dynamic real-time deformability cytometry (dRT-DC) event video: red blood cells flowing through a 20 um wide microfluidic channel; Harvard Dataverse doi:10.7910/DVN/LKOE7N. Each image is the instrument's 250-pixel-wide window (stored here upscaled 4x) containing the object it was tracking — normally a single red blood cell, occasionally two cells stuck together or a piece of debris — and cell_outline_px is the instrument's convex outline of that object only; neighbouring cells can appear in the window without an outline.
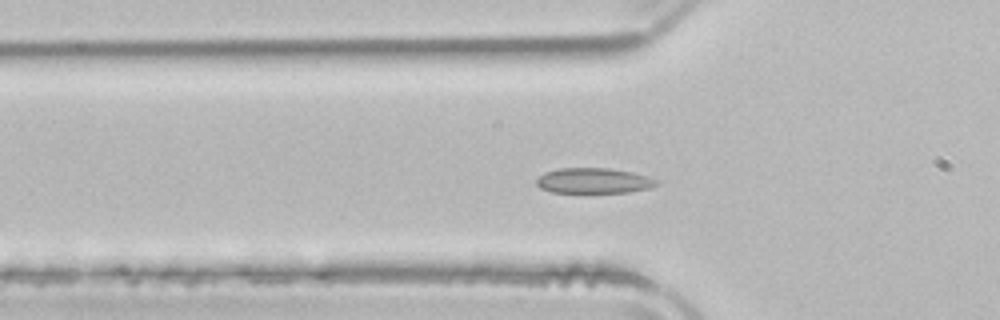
{"species": "common noctule bat (a hibernating species)", "species_latin": "Nyctalus noctula", "temperature_condition": "room temperature", "stored_images_in_passage": 52, "camera_frame_rate_fps": 3000, "um_per_image_px": 0.085, "animal": {"sex": "male", "body_mass_g": 21.5, "forearm_length_mm": 52.0}, "frame": {"image": 1, "passage_image": 16, "time_ms": 5.0, "image_size_px": [1000, 320], "cell_outline_px": [[656, 184], [648, 188], [628, 192], [552, 192], [540, 188], [536, 184], [536, 180], [544, 172], [560, 168], [608, 168], [632, 172], [656, 180]], "centroid_in_image_um": [50.39, 15.35], "position_along_channel_um": 75.4, "area_um2": 17.4}}
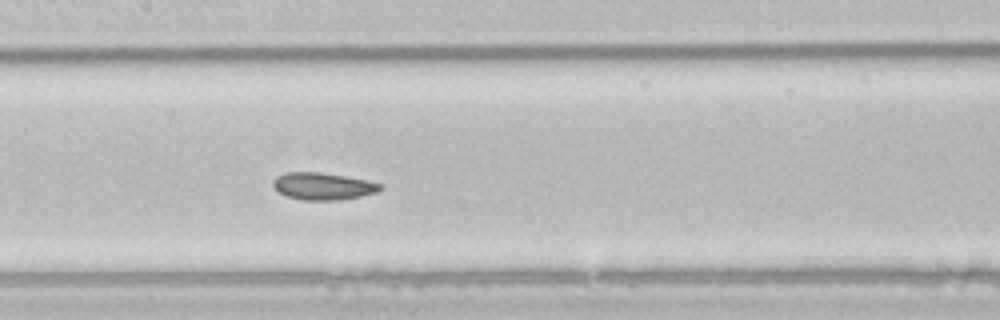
{"frame": {"image": 2, "passage_image": 24, "time_ms": 7.667, "image_size_px": [1000, 320], "cell_outline_px": [[384, 188], [376, 192], [360, 196], [340, 200], [304, 200], [288, 196], [280, 192], [272, 184], [272, 180], [276, 176], [284, 172], [320, 172], [368, 180], [384, 184]], "centroid_in_image_um": [27.48, 15.81], "position_along_channel_um": 179.9, "area_um2": 16.99}}
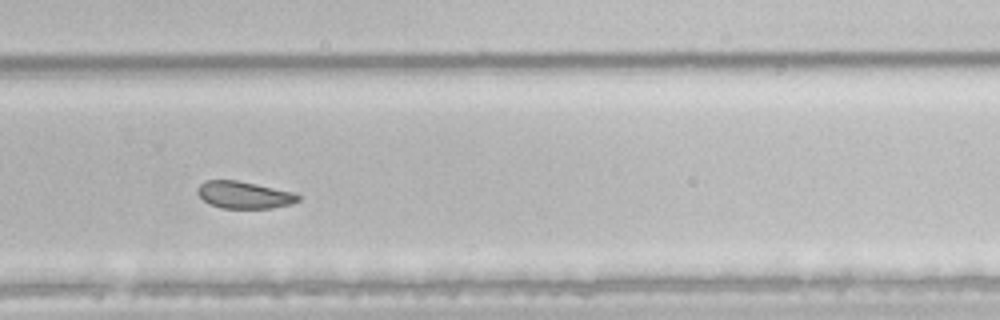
{"frame": {"image": 3, "passage_image": 34, "time_ms": 11.0, "image_size_px": [1000, 320], "cell_outline_px": [[300, 200], [292, 204], [272, 208], [220, 208], [208, 204], [196, 192], [196, 188], [204, 180], [236, 180], [256, 184], [292, 192], [300, 196]], "centroid_in_image_um": [20.71, 16.57], "position_along_channel_um": 309.1, "area_um2": 15.95}, "authors_computed_cell_mechanics": {"area_um2": 18.6405, "velocity_mm_per_s": 3.8996, "shape_relaxation_time_tau1_ms": 6.6487, "shape_relaxation_time_tau2_ms": 2.9083, "deformation_change_tau1": 0.1082, "deformation_change_tau2": 0.0409}}